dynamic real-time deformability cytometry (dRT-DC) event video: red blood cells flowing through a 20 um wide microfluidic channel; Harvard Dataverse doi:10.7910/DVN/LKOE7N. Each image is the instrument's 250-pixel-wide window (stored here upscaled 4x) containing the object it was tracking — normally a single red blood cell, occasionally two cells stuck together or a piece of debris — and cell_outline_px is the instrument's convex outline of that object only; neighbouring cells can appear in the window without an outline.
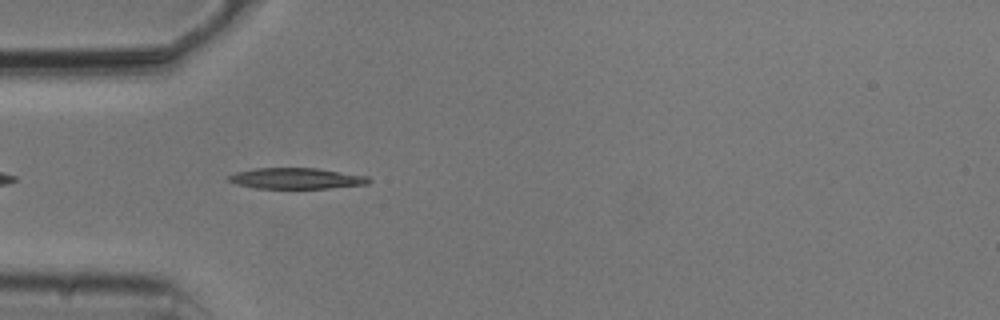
{"species": "common noctule bat (a hibernating species)", "species_latin": "Nyctalus noctula", "temperature_condition": "cold", "stored_images_in_passage": 20, "camera_frame_rate_fps": 3000, "um_per_image_px": 0.085, "animal": {"sex": "male", "body_mass_g": 20.5, "forearm_length_mm": 52.5}, "frame": {"image": 1, "passage_image": 3, "time_ms": 0.667, "image_size_px": [1000, 320], "cell_outline_px": [[372, 180], [368, 184], [328, 188], [256, 188], [236, 184], [228, 180], [228, 176], [236, 172], [256, 168], [316, 168], [368, 176]], "centroid_in_image_um": [25.2, 15.16], "position_along_channel_um": 59.8, "area_um2": 16.99}}
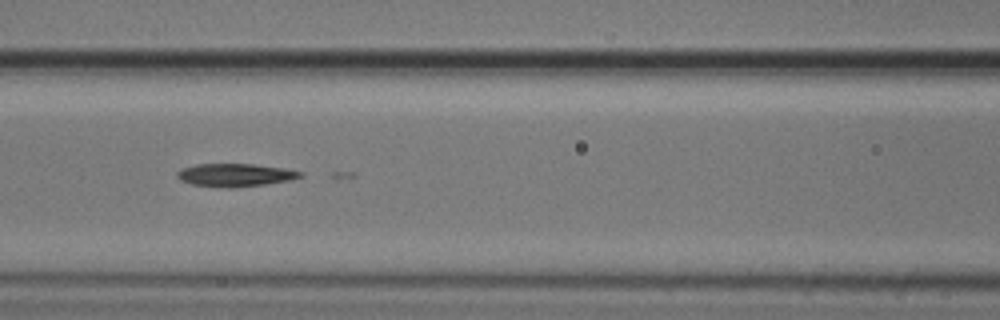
{"frame": {"image": 2, "passage_image": 10, "time_ms": 3.0, "image_size_px": [1000, 320], "cell_outline_px": [[304, 176], [288, 180], [264, 184], [232, 188], [228, 188], [192, 184], [180, 180], [176, 176], [176, 172], [180, 168], [196, 164], [256, 164], [284, 168], [304, 172]], "centroid_in_image_um": [19.97, 14.87], "position_along_channel_um": 146.6, "area_um2": 16.53}}
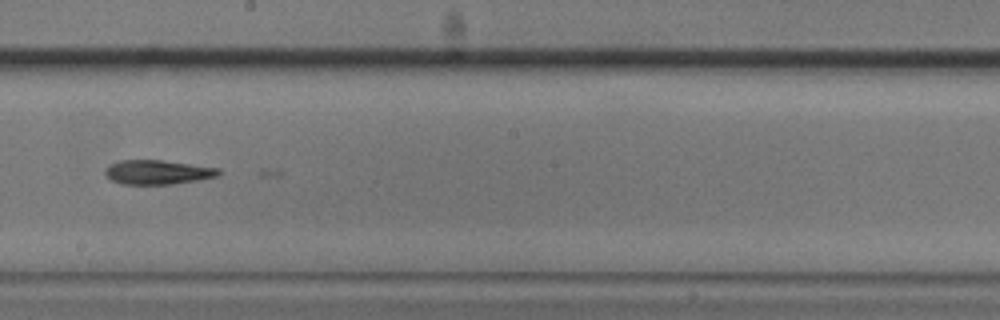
{"frame": {"image": 3, "passage_image": 17, "time_ms": 5.333, "image_size_px": [1000, 320], "cell_outline_px": [[224, 172], [216, 176], [196, 180], [172, 184], [120, 184], [112, 180], [104, 172], [112, 164], [120, 160], [164, 160], [220, 168]], "centroid_in_image_um": [13.45, 14.63], "position_along_channel_um": 234.7, "area_um2": 15.95}}